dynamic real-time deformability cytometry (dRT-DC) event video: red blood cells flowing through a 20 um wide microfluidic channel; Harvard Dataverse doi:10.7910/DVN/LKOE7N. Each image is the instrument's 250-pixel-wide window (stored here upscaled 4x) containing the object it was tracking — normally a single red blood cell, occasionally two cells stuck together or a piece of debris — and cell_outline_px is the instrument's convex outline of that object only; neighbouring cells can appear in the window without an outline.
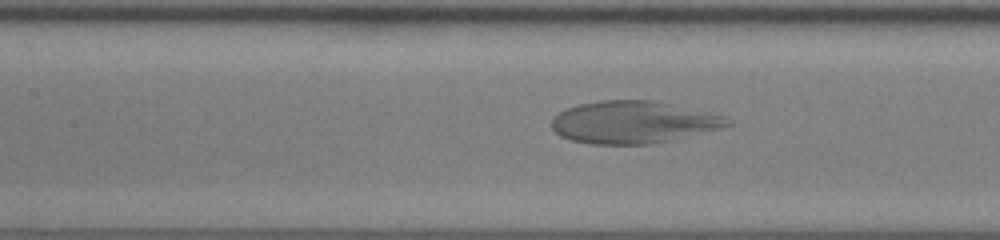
{"species": "human", "species_latin": "Homo sapiens", "temperature_condition": "room temperature", "stored_images_in_passage": 61, "camera_frame_rate_fps": 3000, "um_per_image_px": 0.085, "donor": {"sex": "female"}, "frame": {"image": 1, "passage_image": 31, "time_ms": 10.0, "image_size_px": [1000, 240], "cell_outline_px": [[732, 124], [720, 128], [668, 140], [648, 144], [592, 144], [572, 140], [560, 136], [552, 128], [552, 116], [568, 108], [580, 104], [604, 100], [652, 100], [716, 112], [732, 120]], "centroid_in_image_um": [53.86, 10.37], "position_along_channel_um": 153.5, "area_um2": 43.23}}
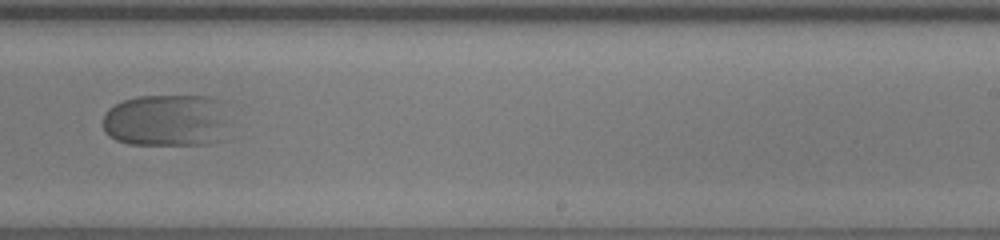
{"frame": {"image": 2, "passage_image": 41, "time_ms": 13.333, "image_size_px": [1000, 240], "cell_outline_px": [[224, 100], [220, 124], [216, 140], [208, 144], [128, 144], [116, 140], [108, 136], [104, 132], [104, 112], [108, 108], [124, 100], [140, 96], [208, 96]], "centroid_in_image_um": [14.0, 10.21], "position_along_channel_um": 275.0, "area_um2": 37.63}}
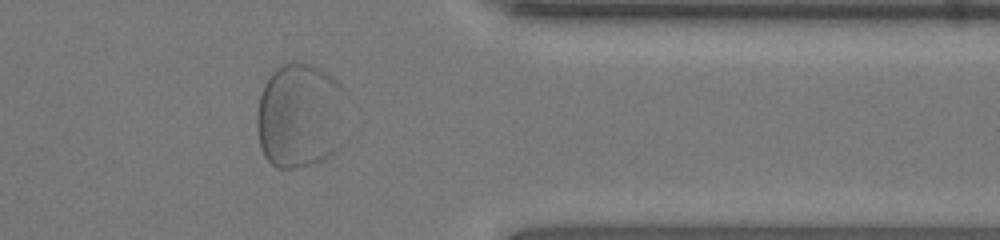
{"frame": {"image": 3, "passage_image": 51, "time_ms": 16.667, "image_size_px": [1000, 240], "cell_outline_px": [[340, 148], [328, 156], [312, 164], [296, 168], [276, 168], [264, 156], [260, 144], [256, 128], [256, 116], [260, 96], [264, 84], [272, 72], [276, 68], [292, 60], [308, 64], [324, 72], [340, 84]], "centroid_in_image_um": [25.39, 9.85], "position_along_channel_um": 386.0, "area_um2": 53.81}}